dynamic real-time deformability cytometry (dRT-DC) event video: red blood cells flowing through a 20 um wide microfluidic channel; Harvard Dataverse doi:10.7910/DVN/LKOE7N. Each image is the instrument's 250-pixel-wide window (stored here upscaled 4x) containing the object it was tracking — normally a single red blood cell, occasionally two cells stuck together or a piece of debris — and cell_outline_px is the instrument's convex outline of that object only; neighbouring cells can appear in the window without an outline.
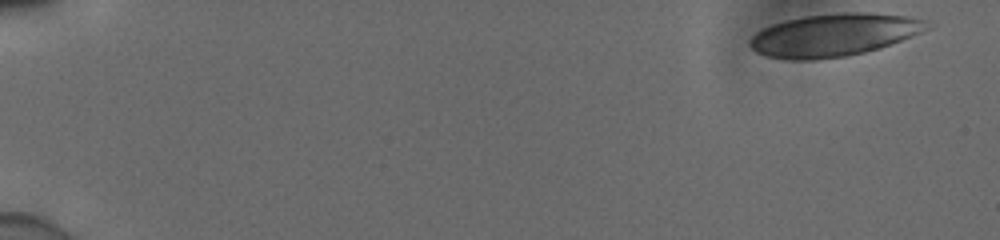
{"species": "human", "species_latin": "Homo sapiens", "temperature_condition": "cold", "stored_images_in_passage": 15, "camera_frame_rate_fps": 3000, "um_per_image_px": 0.085, "donor": {"sex": "male"}, "frame": {"image": 1, "passage_image": 1, "time_ms": 0.0, "image_size_px": [1000, 240], "cell_outline_px": [[932, 28], [892, 44], [880, 48], [864, 52], [844, 56], [816, 60], [788, 60], [764, 56], [756, 52], [748, 44], [748, 40], [756, 32], [772, 24], [784, 20], [800, 16], [844, 12], [864, 12], [908, 16], [924, 20]], "centroid_in_image_um": [70.85, 2.97], "position_along_channel_um": 14.1, "area_um2": 44.39}}
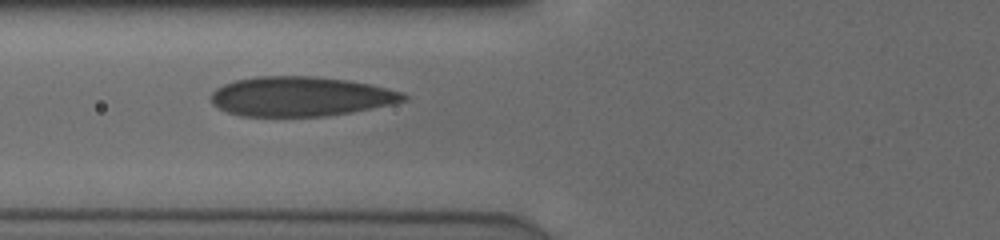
{"frame": {"image": 2, "passage_image": 13, "time_ms": 4.0, "image_size_px": [1000, 240], "cell_outline_px": [[408, 100], [392, 104], [352, 112], [324, 116], [240, 116], [228, 112], [212, 104], [208, 96], [216, 88], [224, 84], [236, 80], [256, 76], [312, 76], [348, 80], [368, 84], [400, 92], [408, 96]], "centroid_in_image_um": [25.5, 8.2], "position_along_channel_um": 100.3, "area_um2": 44.39}}
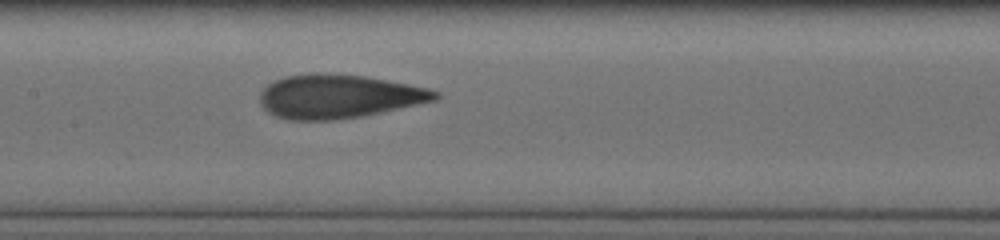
{"frame": {"image": 3, "passage_image": 15, "time_ms": 4.667, "image_size_px": [1000, 240], "cell_outline_px": [[440, 96], [436, 100], [380, 112], [360, 116], [332, 120], [288, 120], [276, 116], [268, 112], [260, 104], [260, 92], [268, 84], [284, 76], [320, 72], [328, 72], [364, 76], [408, 84], [428, 88], [440, 92]], "centroid_in_image_um": [28.76, 8.18], "position_along_channel_um": 178.6, "area_um2": 44.62}}